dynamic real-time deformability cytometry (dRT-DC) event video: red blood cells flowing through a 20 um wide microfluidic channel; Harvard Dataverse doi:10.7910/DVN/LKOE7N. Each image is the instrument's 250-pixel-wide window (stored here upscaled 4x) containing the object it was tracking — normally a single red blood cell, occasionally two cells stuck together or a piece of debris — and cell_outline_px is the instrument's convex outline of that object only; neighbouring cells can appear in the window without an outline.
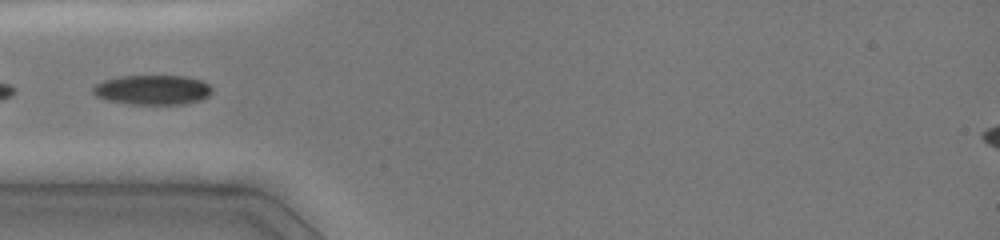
{"species": "common noctule bat (a hibernating species)", "species_latin": "Nyctalus noctula", "temperature_condition": "cold", "stored_images_in_passage": 6, "camera_frame_rate_fps": 3000, "um_per_image_px": 0.085, "animal": {"sex": "female", "body_mass_g": 19.0, "forearm_length_mm": 51.5}, "frame": {"image": 1, "passage_image": 5, "time_ms": 4.667, "image_size_px": [1000, 240], "cell_outline_px": [[212, 92], [208, 96], [200, 100], [184, 104], [128, 104], [108, 100], [96, 96], [92, 92], [92, 88], [96, 84], [104, 80], [120, 76], [184, 76], [200, 80], [208, 84], [212, 88]], "centroid_in_image_um": [12.96, 7.64], "position_along_channel_um": 72.0, "area_um2": 20.58}}